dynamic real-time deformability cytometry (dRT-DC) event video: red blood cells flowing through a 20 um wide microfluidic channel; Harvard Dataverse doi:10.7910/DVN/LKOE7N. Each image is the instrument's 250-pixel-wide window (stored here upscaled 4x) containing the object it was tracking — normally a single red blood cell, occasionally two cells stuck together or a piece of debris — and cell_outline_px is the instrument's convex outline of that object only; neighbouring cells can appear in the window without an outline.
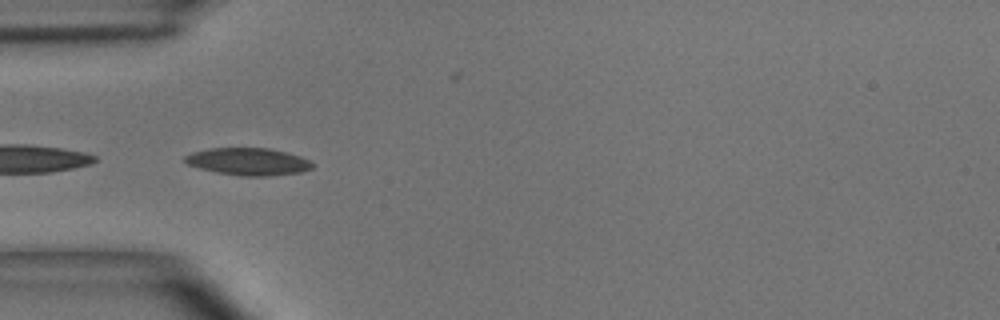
{"species": "common noctule bat (a hibernating species)", "species_latin": "Nyctalus noctula", "temperature_condition": "room temperature", "stored_images_in_passage": 9, "camera_frame_rate_fps": 3000, "um_per_image_px": 0.085, "animal": {"sex": "male", "body_mass_g": 15.6}, "frame": {"image": 1, "passage_image": 6, "time_ms": 1.667, "image_size_px": [1000, 320], "cell_outline_px": [[312, 168], [300, 172], [268, 176], [240, 176], [216, 172], [200, 168], [188, 164], [184, 160], [184, 156], [192, 152], [208, 148], [268, 148], [288, 152], [312, 160]], "centroid_in_image_um": [21.11, 13.73], "position_along_channel_um": 63.9, "area_um2": 20.35}}